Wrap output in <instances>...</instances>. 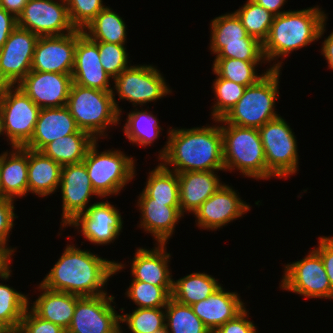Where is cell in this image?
<instances>
[{
  "instance_id": "6da1fadb",
  "label": "cell",
  "mask_w": 333,
  "mask_h": 333,
  "mask_svg": "<svg viewBox=\"0 0 333 333\" xmlns=\"http://www.w3.org/2000/svg\"><path fill=\"white\" fill-rule=\"evenodd\" d=\"M125 266L122 262L107 260L88 249L82 250L75 244H67L41 284L54 291L81 297L103 295L107 294L105 286L111 276L125 269Z\"/></svg>"
},
{
  "instance_id": "7a4b0ae2",
  "label": "cell",
  "mask_w": 333,
  "mask_h": 333,
  "mask_svg": "<svg viewBox=\"0 0 333 333\" xmlns=\"http://www.w3.org/2000/svg\"><path fill=\"white\" fill-rule=\"evenodd\" d=\"M159 151L160 163L176 173L225 171L220 124L190 129L169 128L167 141Z\"/></svg>"
},
{
  "instance_id": "3957f363",
  "label": "cell",
  "mask_w": 333,
  "mask_h": 333,
  "mask_svg": "<svg viewBox=\"0 0 333 333\" xmlns=\"http://www.w3.org/2000/svg\"><path fill=\"white\" fill-rule=\"evenodd\" d=\"M327 19V14L318 5L274 16L269 34L262 43L263 55L268 64L280 57L281 61L274 62L269 68L282 69L283 58L289 57L292 51L320 40L326 31Z\"/></svg>"
},
{
  "instance_id": "277c9868",
  "label": "cell",
  "mask_w": 333,
  "mask_h": 333,
  "mask_svg": "<svg viewBox=\"0 0 333 333\" xmlns=\"http://www.w3.org/2000/svg\"><path fill=\"white\" fill-rule=\"evenodd\" d=\"M213 121L222 123L225 171L235 169L245 177L267 180L266 158L258 129L228 124L222 118Z\"/></svg>"
},
{
  "instance_id": "5b68a950",
  "label": "cell",
  "mask_w": 333,
  "mask_h": 333,
  "mask_svg": "<svg viewBox=\"0 0 333 333\" xmlns=\"http://www.w3.org/2000/svg\"><path fill=\"white\" fill-rule=\"evenodd\" d=\"M67 108L80 130L96 140L108 136V128L120 124L119 112L112 91L84 87L72 83Z\"/></svg>"
},
{
  "instance_id": "8992f818",
  "label": "cell",
  "mask_w": 333,
  "mask_h": 333,
  "mask_svg": "<svg viewBox=\"0 0 333 333\" xmlns=\"http://www.w3.org/2000/svg\"><path fill=\"white\" fill-rule=\"evenodd\" d=\"M279 69H270L255 84L246 87L244 95L222 118L239 127L259 129L280 116L275 111L279 92Z\"/></svg>"
},
{
  "instance_id": "52a82bcc",
  "label": "cell",
  "mask_w": 333,
  "mask_h": 333,
  "mask_svg": "<svg viewBox=\"0 0 333 333\" xmlns=\"http://www.w3.org/2000/svg\"><path fill=\"white\" fill-rule=\"evenodd\" d=\"M98 140L89 148L82 161L94 191L102 198L119 195L121 190L135 178L136 161L119 149L98 151Z\"/></svg>"
},
{
  "instance_id": "ba28073f",
  "label": "cell",
  "mask_w": 333,
  "mask_h": 333,
  "mask_svg": "<svg viewBox=\"0 0 333 333\" xmlns=\"http://www.w3.org/2000/svg\"><path fill=\"white\" fill-rule=\"evenodd\" d=\"M292 130L281 116L258 129L266 158L268 180L272 177L287 179L298 172V146Z\"/></svg>"
},
{
  "instance_id": "9c48e42d",
  "label": "cell",
  "mask_w": 333,
  "mask_h": 333,
  "mask_svg": "<svg viewBox=\"0 0 333 333\" xmlns=\"http://www.w3.org/2000/svg\"><path fill=\"white\" fill-rule=\"evenodd\" d=\"M113 81L112 93L119 118L122 117V108L118 104L119 100L129 101L134 107L137 105L143 106V104L145 106L149 102H156V100L172 93V89L167 85L163 74L153 64L130 65ZM115 93L119 97L117 102Z\"/></svg>"
},
{
  "instance_id": "30bf717a",
  "label": "cell",
  "mask_w": 333,
  "mask_h": 333,
  "mask_svg": "<svg viewBox=\"0 0 333 333\" xmlns=\"http://www.w3.org/2000/svg\"><path fill=\"white\" fill-rule=\"evenodd\" d=\"M40 109L19 87H0V111L8 145L24 147L31 140Z\"/></svg>"
},
{
  "instance_id": "8fae6325",
  "label": "cell",
  "mask_w": 333,
  "mask_h": 333,
  "mask_svg": "<svg viewBox=\"0 0 333 333\" xmlns=\"http://www.w3.org/2000/svg\"><path fill=\"white\" fill-rule=\"evenodd\" d=\"M284 266L280 289L304 298L333 300L322 258L314 248L304 258Z\"/></svg>"
},
{
  "instance_id": "7c38bea8",
  "label": "cell",
  "mask_w": 333,
  "mask_h": 333,
  "mask_svg": "<svg viewBox=\"0 0 333 333\" xmlns=\"http://www.w3.org/2000/svg\"><path fill=\"white\" fill-rule=\"evenodd\" d=\"M114 299L108 293L80 297L66 333H114L122 326Z\"/></svg>"
},
{
  "instance_id": "4fadbf2b",
  "label": "cell",
  "mask_w": 333,
  "mask_h": 333,
  "mask_svg": "<svg viewBox=\"0 0 333 333\" xmlns=\"http://www.w3.org/2000/svg\"><path fill=\"white\" fill-rule=\"evenodd\" d=\"M17 26L38 36H61L76 30L70 22L66 0H29Z\"/></svg>"
},
{
  "instance_id": "5bb4252c",
  "label": "cell",
  "mask_w": 333,
  "mask_h": 333,
  "mask_svg": "<svg viewBox=\"0 0 333 333\" xmlns=\"http://www.w3.org/2000/svg\"><path fill=\"white\" fill-rule=\"evenodd\" d=\"M39 36L17 26L0 49V84L16 86L30 71Z\"/></svg>"
},
{
  "instance_id": "9a60e30c",
  "label": "cell",
  "mask_w": 333,
  "mask_h": 333,
  "mask_svg": "<svg viewBox=\"0 0 333 333\" xmlns=\"http://www.w3.org/2000/svg\"><path fill=\"white\" fill-rule=\"evenodd\" d=\"M73 226L86 240L97 246L114 243L124 228L120 211L107 200L91 204L87 211L79 214L67 228Z\"/></svg>"
},
{
  "instance_id": "2e32d148",
  "label": "cell",
  "mask_w": 333,
  "mask_h": 333,
  "mask_svg": "<svg viewBox=\"0 0 333 333\" xmlns=\"http://www.w3.org/2000/svg\"><path fill=\"white\" fill-rule=\"evenodd\" d=\"M59 188L62 194L60 228L67 227L79 214L85 213L91 206L88 203L92 196L101 198L94 191L83 162L62 166Z\"/></svg>"
},
{
  "instance_id": "e0dca14e",
  "label": "cell",
  "mask_w": 333,
  "mask_h": 333,
  "mask_svg": "<svg viewBox=\"0 0 333 333\" xmlns=\"http://www.w3.org/2000/svg\"><path fill=\"white\" fill-rule=\"evenodd\" d=\"M250 209V205L240 198L239 193L224 183L194 212L196 226L200 230L217 231L243 217Z\"/></svg>"
},
{
  "instance_id": "ac0fdd59",
  "label": "cell",
  "mask_w": 333,
  "mask_h": 333,
  "mask_svg": "<svg viewBox=\"0 0 333 333\" xmlns=\"http://www.w3.org/2000/svg\"><path fill=\"white\" fill-rule=\"evenodd\" d=\"M77 29L61 36H39L31 70L72 74L75 64Z\"/></svg>"
},
{
  "instance_id": "d6986e66",
  "label": "cell",
  "mask_w": 333,
  "mask_h": 333,
  "mask_svg": "<svg viewBox=\"0 0 333 333\" xmlns=\"http://www.w3.org/2000/svg\"><path fill=\"white\" fill-rule=\"evenodd\" d=\"M72 74L31 70L16 86L42 108L67 105Z\"/></svg>"
},
{
  "instance_id": "ffe728a7",
  "label": "cell",
  "mask_w": 333,
  "mask_h": 333,
  "mask_svg": "<svg viewBox=\"0 0 333 333\" xmlns=\"http://www.w3.org/2000/svg\"><path fill=\"white\" fill-rule=\"evenodd\" d=\"M73 83L103 91H112L113 79L101 64L98 42L89 39L82 30L77 29L75 64L72 72Z\"/></svg>"
},
{
  "instance_id": "44dd1931",
  "label": "cell",
  "mask_w": 333,
  "mask_h": 333,
  "mask_svg": "<svg viewBox=\"0 0 333 333\" xmlns=\"http://www.w3.org/2000/svg\"><path fill=\"white\" fill-rule=\"evenodd\" d=\"M136 205L141 214L138 226L153 236L155 244H167L174 234L175 226L184 217L180 206H168V202H154V199L143 191L139 194Z\"/></svg>"
},
{
  "instance_id": "7402d4cb",
  "label": "cell",
  "mask_w": 333,
  "mask_h": 333,
  "mask_svg": "<svg viewBox=\"0 0 333 333\" xmlns=\"http://www.w3.org/2000/svg\"><path fill=\"white\" fill-rule=\"evenodd\" d=\"M156 245V246H155ZM154 248H136L131 263L132 281H141L159 287H173V276L169 268L171 254L166 244H155Z\"/></svg>"
},
{
  "instance_id": "603a6c76",
  "label": "cell",
  "mask_w": 333,
  "mask_h": 333,
  "mask_svg": "<svg viewBox=\"0 0 333 333\" xmlns=\"http://www.w3.org/2000/svg\"><path fill=\"white\" fill-rule=\"evenodd\" d=\"M237 292L226 291L221 285L206 299L191 305L194 314L214 333L227 321L245 309V303Z\"/></svg>"
},
{
  "instance_id": "cb8c5ba5",
  "label": "cell",
  "mask_w": 333,
  "mask_h": 333,
  "mask_svg": "<svg viewBox=\"0 0 333 333\" xmlns=\"http://www.w3.org/2000/svg\"><path fill=\"white\" fill-rule=\"evenodd\" d=\"M78 130L67 106L42 108L31 140L24 147L41 151L50 142Z\"/></svg>"
},
{
  "instance_id": "d4e9b609",
  "label": "cell",
  "mask_w": 333,
  "mask_h": 333,
  "mask_svg": "<svg viewBox=\"0 0 333 333\" xmlns=\"http://www.w3.org/2000/svg\"><path fill=\"white\" fill-rule=\"evenodd\" d=\"M215 171H186L177 173L181 213H192L211 197L224 183Z\"/></svg>"
},
{
  "instance_id": "484cf974",
  "label": "cell",
  "mask_w": 333,
  "mask_h": 333,
  "mask_svg": "<svg viewBox=\"0 0 333 333\" xmlns=\"http://www.w3.org/2000/svg\"><path fill=\"white\" fill-rule=\"evenodd\" d=\"M11 148L0 154V186L5 197L15 200L28 194V148Z\"/></svg>"
},
{
  "instance_id": "4316f807",
  "label": "cell",
  "mask_w": 333,
  "mask_h": 333,
  "mask_svg": "<svg viewBox=\"0 0 333 333\" xmlns=\"http://www.w3.org/2000/svg\"><path fill=\"white\" fill-rule=\"evenodd\" d=\"M37 289L40 291V295L33 303L28 301V307L42 319L67 330L74 315L77 300L81 296L54 291L44 287L41 283ZM30 304L32 305L30 306Z\"/></svg>"
},
{
  "instance_id": "83f0119b",
  "label": "cell",
  "mask_w": 333,
  "mask_h": 333,
  "mask_svg": "<svg viewBox=\"0 0 333 333\" xmlns=\"http://www.w3.org/2000/svg\"><path fill=\"white\" fill-rule=\"evenodd\" d=\"M61 168L42 151L28 149V193L44 198L59 190Z\"/></svg>"
},
{
  "instance_id": "f1b7e54d",
  "label": "cell",
  "mask_w": 333,
  "mask_h": 333,
  "mask_svg": "<svg viewBox=\"0 0 333 333\" xmlns=\"http://www.w3.org/2000/svg\"><path fill=\"white\" fill-rule=\"evenodd\" d=\"M95 141L96 139L91 134L79 129L74 134L50 142L41 151L61 166L78 164L84 160Z\"/></svg>"
},
{
  "instance_id": "f546056e",
  "label": "cell",
  "mask_w": 333,
  "mask_h": 333,
  "mask_svg": "<svg viewBox=\"0 0 333 333\" xmlns=\"http://www.w3.org/2000/svg\"><path fill=\"white\" fill-rule=\"evenodd\" d=\"M221 284L212 275L194 272L173 280L171 298L184 305H193L213 294Z\"/></svg>"
},
{
  "instance_id": "4dcf8cb0",
  "label": "cell",
  "mask_w": 333,
  "mask_h": 333,
  "mask_svg": "<svg viewBox=\"0 0 333 333\" xmlns=\"http://www.w3.org/2000/svg\"><path fill=\"white\" fill-rule=\"evenodd\" d=\"M126 29L124 18L106 6L82 31L95 42L125 45L128 34Z\"/></svg>"
},
{
  "instance_id": "1f68e13d",
  "label": "cell",
  "mask_w": 333,
  "mask_h": 333,
  "mask_svg": "<svg viewBox=\"0 0 333 333\" xmlns=\"http://www.w3.org/2000/svg\"><path fill=\"white\" fill-rule=\"evenodd\" d=\"M210 49L217 54L224 46L245 44L251 37L247 34L235 12L221 14L210 21Z\"/></svg>"
},
{
  "instance_id": "d6a6232c",
  "label": "cell",
  "mask_w": 333,
  "mask_h": 333,
  "mask_svg": "<svg viewBox=\"0 0 333 333\" xmlns=\"http://www.w3.org/2000/svg\"><path fill=\"white\" fill-rule=\"evenodd\" d=\"M136 109L127 114L126 123L123 126L126 138L132 145L146 147L152 146L156 139H159L163 128L159 125L157 116L153 115L148 109Z\"/></svg>"
},
{
  "instance_id": "836d02e7",
  "label": "cell",
  "mask_w": 333,
  "mask_h": 333,
  "mask_svg": "<svg viewBox=\"0 0 333 333\" xmlns=\"http://www.w3.org/2000/svg\"><path fill=\"white\" fill-rule=\"evenodd\" d=\"M142 191L154 202H168V206H180L179 183L176 172L159 163L150 170Z\"/></svg>"
},
{
  "instance_id": "e575fe53",
  "label": "cell",
  "mask_w": 333,
  "mask_h": 333,
  "mask_svg": "<svg viewBox=\"0 0 333 333\" xmlns=\"http://www.w3.org/2000/svg\"><path fill=\"white\" fill-rule=\"evenodd\" d=\"M267 62H250L233 58H215L212 66L213 74L231 80L246 87L255 84L270 68L258 75L257 67Z\"/></svg>"
},
{
  "instance_id": "d590c367",
  "label": "cell",
  "mask_w": 333,
  "mask_h": 333,
  "mask_svg": "<svg viewBox=\"0 0 333 333\" xmlns=\"http://www.w3.org/2000/svg\"><path fill=\"white\" fill-rule=\"evenodd\" d=\"M165 319L169 333H211L194 314L191 306L170 298L165 307Z\"/></svg>"
},
{
  "instance_id": "8d00e7d4",
  "label": "cell",
  "mask_w": 333,
  "mask_h": 333,
  "mask_svg": "<svg viewBox=\"0 0 333 333\" xmlns=\"http://www.w3.org/2000/svg\"><path fill=\"white\" fill-rule=\"evenodd\" d=\"M234 12L241 20L247 34L263 43L269 34L274 15L252 0H247Z\"/></svg>"
},
{
  "instance_id": "74e56055",
  "label": "cell",
  "mask_w": 333,
  "mask_h": 333,
  "mask_svg": "<svg viewBox=\"0 0 333 333\" xmlns=\"http://www.w3.org/2000/svg\"><path fill=\"white\" fill-rule=\"evenodd\" d=\"M29 295L18 292L10 285L0 283V321L14 333L17 332L22 317L28 307Z\"/></svg>"
},
{
  "instance_id": "f35d334b",
  "label": "cell",
  "mask_w": 333,
  "mask_h": 333,
  "mask_svg": "<svg viewBox=\"0 0 333 333\" xmlns=\"http://www.w3.org/2000/svg\"><path fill=\"white\" fill-rule=\"evenodd\" d=\"M173 287H159L141 281H131L125 295L135 308H165L171 298Z\"/></svg>"
},
{
  "instance_id": "ab89813d",
  "label": "cell",
  "mask_w": 333,
  "mask_h": 333,
  "mask_svg": "<svg viewBox=\"0 0 333 333\" xmlns=\"http://www.w3.org/2000/svg\"><path fill=\"white\" fill-rule=\"evenodd\" d=\"M130 333H154L166 325L165 308H135L132 313L120 314Z\"/></svg>"
},
{
  "instance_id": "60d3db41",
  "label": "cell",
  "mask_w": 333,
  "mask_h": 333,
  "mask_svg": "<svg viewBox=\"0 0 333 333\" xmlns=\"http://www.w3.org/2000/svg\"><path fill=\"white\" fill-rule=\"evenodd\" d=\"M214 96V105L212 107V120L223 118L228 111L244 95L246 86L237 84L231 80H226L217 76L212 83Z\"/></svg>"
},
{
  "instance_id": "b9f144b4",
  "label": "cell",
  "mask_w": 333,
  "mask_h": 333,
  "mask_svg": "<svg viewBox=\"0 0 333 333\" xmlns=\"http://www.w3.org/2000/svg\"><path fill=\"white\" fill-rule=\"evenodd\" d=\"M98 50L101 64L113 80L131 64L125 45L98 42Z\"/></svg>"
},
{
  "instance_id": "7bdbcfd3",
  "label": "cell",
  "mask_w": 333,
  "mask_h": 333,
  "mask_svg": "<svg viewBox=\"0 0 333 333\" xmlns=\"http://www.w3.org/2000/svg\"><path fill=\"white\" fill-rule=\"evenodd\" d=\"M68 15L75 29L83 30L106 7L103 0H66Z\"/></svg>"
},
{
  "instance_id": "ee69618b",
  "label": "cell",
  "mask_w": 333,
  "mask_h": 333,
  "mask_svg": "<svg viewBox=\"0 0 333 333\" xmlns=\"http://www.w3.org/2000/svg\"><path fill=\"white\" fill-rule=\"evenodd\" d=\"M214 58H233L250 62H266L262 43L251 36L245 44L224 46Z\"/></svg>"
},
{
  "instance_id": "f6af8a7d",
  "label": "cell",
  "mask_w": 333,
  "mask_h": 333,
  "mask_svg": "<svg viewBox=\"0 0 333 333\" xmlns=\"http://www.w3.org/2000/svg\"><path fill=\"white\" fill-rule=\"evenodd\" d=\"M16 333H66V330L42 319L27 307Z\"/></svg>"
},
{
  "instance_id": "bcb514c9",
  "label": "cell",
  "mask_w": 333,
  "mask_h": 333,
  "mask_svg": "<svg viewBox=\"0 0 333 333\" xmlns=\"http://www.w3.org/2000/svg\"><path fill=\"white\" fill-rule=\"evenodd\" d=\"M13 199L2 197L0 198V244L8 247L13 253L16 251V247L8 246V238L12 228L15 225L14 220L18 216L14 213L15 205Z\"/></svg>"
},
{
  "instance_id": "7dc6e473",
  "label": "cell",
  "mask_w": 333,
  "mask_h": 333,
  "mask_svg": "<svg viewBox=\"0 0 333 333\" xmlns=\"http://www.w3.org/2000/svg\"><path fill=\"white\" fill-rule=\"evenodd\" d=\"M249 310L245 308L235 318L220 326L214 333H258L253 321L249 320Z\"/></svg>"
},
{
  "instance_id": "c3c4849f",
  "label": "cell",
  "mask_w": 333,
  "mask_h": 333,
  "mask_svg": "<svg viewBox=\"0 0 333 333\" xmlns=\"http://www.w3.org/2000/svg\"><path fill=\"white\" fill-rule=\"evenodd\" d=\"M314 249L320 254L333 293V236H320Z\"/></svg>"
},
{
  "instance_id": "681fc988",
  "label": "cell",
  "mask_w": 333,
  "mask_h": 333,
  "mask_svg": "<svg viewBox=\"0 0 333 333\" xmlns=\"http://www.w3.org/2000/svg\"><path fill=\"white\" fill-rule=\"evenodd\" d=\"M16 27L17 19L0 7V49Z\"/></svg>"
},
{
  "instance_id": "f907efd6",
  "label": "cell",
  "mask_w": 333,
  "mask_h": 333,
  "mask_svg": "<svg viewBox=\"0 0 333 333\" xmlns=\"http://www.w3.org/2000/svg\"><path fill=\"white\" fill-rule=\"evenodd\" d=\"M15 255L8 247L0 244V279L3 281H8L11 277V260L12 256Z\"/></svg>"
},
{
  "instance_id": "816d5d0a",
  "label": "cell",
  "mask_w": 333,
  "mask_h": 333,
  "mask_svg": "<svg viewBox=\"0 0 333 333\" xmlns=\"http://www.w3.org/2000/svg\"><path fill=\"white\" fill-rule=\"evenodd\" d=\"M28 1L29 0H0V7L18 19Z\"/></svg>"
},
{
  "instance_id": "f5cc1de1",
  "label": "cell",
  "mask_w": 333,
  "mask_h": 333,
  "mask_svg": "<svg viewBox=\"0 0 333 333\" xmlns=\"http://www.w3.org/2000/svg\"><path fill=\"white\" fill-rule=\"evenodd\" d=\"M255 3L262 6L264 9L269 11L272 15L278 16L287 12V10L281 11L283 9L284 4L287 2L286 0H252Z\"/></svg>"
},
{
  "instance_id": "db71d44e",
  "label": "cell",
  "mask_w": 333,
  "mask_h": 333,
  "mask_svg": "<svg viewBox=\"0 0 333 333\" xmlns=\"http://www.w3.org/2000/svg\"><path fill=\"white\" fill-rule=\"evenodd\" d=\"M321 55L325 58L329 69L333 70V31L324 39L321 46Z\"/></svg>"
},
{
  "instance_id": "11a10c76",
  "label": "cell",
  "mask_w": 333,
  "mask_h": 333,
  "mask_svg": "<svg viewBox=\"0 0 333 333\" xmlns=\"http://www.w3.org/2000/svg\"><path fill=\"white\" fill-rule=\"evenodd\" d=\"M0 333H14L5 323L0 321Z\"/></svg>"
},
{
  "instance_id": "9f6ffc18",
  "label": "cell",
  "mask_w": 333,
  "mask_h": 333,
  "mask_svg": "<svg viewBox=\"0 0 333 333\" xmlns=\"http://www.w3.org/2000/svg\"><path fill=\"white\" fill-rule=\"evenodd\" d=\"M4 135L3 132V124H2V115H1V111H0V136Z\"/></svg>"
},
{
  "instance_id": "6f0895ef",
  "label": "cell",
  "mask_w": 333,
  "mask_h": 333,
  "mask_svg": "<svg viewBox=\"0 0 333 333\" xmlns=\"http://www.w3.org/2000/svg\"><path fill=\"white\" fill-rule=\"evenodd\" d=\"M154 333H169V332H168L167 328L165 327V328H163V329H161L157 332H154Z\"/></svg>"
},
{
  "instance_id": "680465c9",
  "label": "cell",
  "mask_w": 333,
  "mask_h": 333,
  "mask_svg": "<svg viewBox=\"0 0 333 333\" xmlns=\"http://www.w3.org/2000/svg\"><path fill=\"white\" fill-rule=\"evenodd\" d=\"M114 333H124L122 327L120 326Z\"/></svg>"
},
{
  "instance_id": "91938a15",
  "label": "cell",
  "mask_w": 333,
  "mask_h": 333,
  "mask_svg": "<svg viewBox=\"0 0 333 333\" xmlns=\"http://www.w3.org/2000/svg\"><path fill=\"white\" fill-rule=\"evenodd\" d=\"M2 197H5V196L3 195V192H2L1 186H0V198H2Z\"/></svg>"
}]
</instances>
